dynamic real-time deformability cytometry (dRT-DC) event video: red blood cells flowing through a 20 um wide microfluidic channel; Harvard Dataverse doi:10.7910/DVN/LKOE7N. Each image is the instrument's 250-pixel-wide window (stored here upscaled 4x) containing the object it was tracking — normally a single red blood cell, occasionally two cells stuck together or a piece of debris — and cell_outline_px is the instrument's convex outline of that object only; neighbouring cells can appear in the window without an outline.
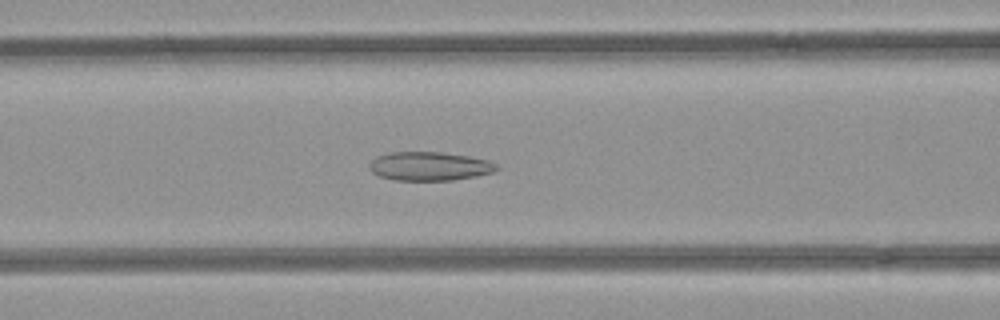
{"species": "common noctule bat (a hibernating species)", "species_latin": "Nyctalus noctula", "temperature_condition": "room temperature", "stored_images_in_passage": 52, "camera_frame_rate_fps": 3000, "um_per_image_px": 0.085, "animal": {"sex": "female", "body_mass_g": 21.9}, "frame": {"image": 1, "passage_image": 21, "time_ms": 6.667, "image_size_px": [1000, 320], "cell_outline_px": [[500, 168], [492, 172], [476, 176], [452, 180], [396, 180], [380, 176], [372, 172], [368, 168], [368, 164], [376, 156], [388, 152], [440, 152], [472, 156], [488, 160], [500, 164]], "centroid_in_image_um": [36.53, 14.12], "position_along_channel_um": 130.1, "area_um2": 21.56}}
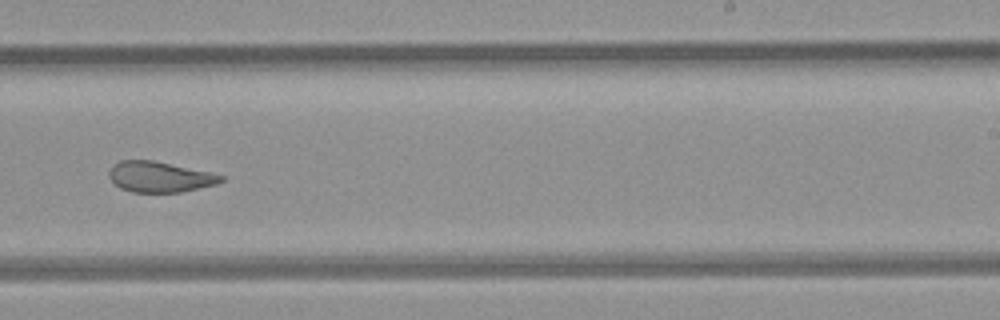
{"frame": {"image": 2, "passage_image": 32, "time_ms": 10.333, "image_size_px": [1000, 320], "cell_outline_px": [[224, 180], [216, 184], [180, 192], [132, 192], [120, 188], [108, 176], [108, 172], [112, 164], [120, 160], [152, 160], [212, 172], [224, 176]], "centroid_in_image_um": [13.56, 15.02], "position_along_channel_um": 275.4, "area_um2": 20.0}}
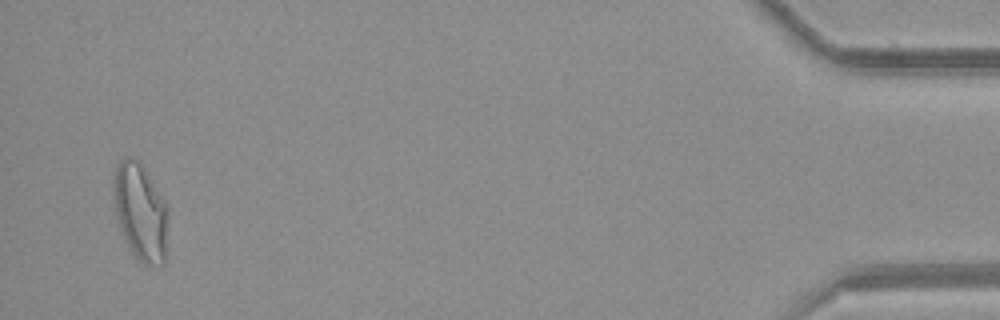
{"frame": {"image": 3, "passage_image": 50, "time_ms": 16.333, "image_size_px": [1000, 320], "cell_outline_px": [[168, 256], [164, 264], [148, 268], [132, 252], [120, 228], [116, 216], [112, 188], [112, 176], [120, 160], [128, 156], [140, 160], [168, 204]], "centroid_in_image_um": [11.99, 18.02], "position_along_channel_um": 423.2, "area_um2": 32.02}, "authors_computed_cell_mechanics": {"area_um2": 24.8251, "velocity_mm_per_s": 3.9709, "shape_relaxation_time_tau1_ms": null, "shape_relaxation_time_tau2_ms": 2.0338, "deformation_change_tau1": null, "deformation_change_tau2": 0.1008}}